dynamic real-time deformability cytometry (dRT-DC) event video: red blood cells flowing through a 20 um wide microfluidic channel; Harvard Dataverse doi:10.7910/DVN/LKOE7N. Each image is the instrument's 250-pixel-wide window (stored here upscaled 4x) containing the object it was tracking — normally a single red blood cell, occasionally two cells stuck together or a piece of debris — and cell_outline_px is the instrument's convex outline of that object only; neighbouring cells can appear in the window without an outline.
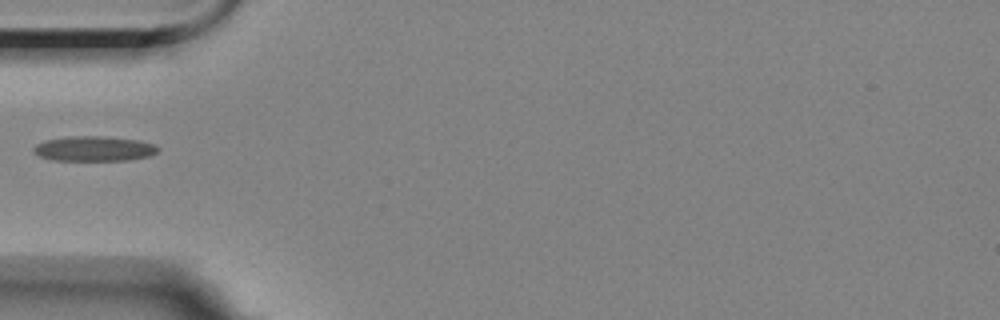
{"species": "Egyptian fruit bat (a non-hibernating species)", "species_latin": "Rousettus aegyptiacus", "temperature_condition": "room temperature", "stored_images_in_passage": 1, "camera_frame_rate_fps": 3000, "um_per_image_px": 0.085, "animal": {"sex": "female"}, "frame": {"image": 1, "passage_image": 1, "time_ms": 0.0, "image_size_px": [1000, 320], "cell_outline_px": [[160, 148], [152, 156], [128, 160], [52, 160], [40, 156], [32, 148], [36, 144], [44, 140], [72, 136], [104, 136], [136, 140], [152, 144]], "centroid_in_image_um": [7.99, 12.64], "position_along_channel_um": 77.0, "area_um2": 17.98}}